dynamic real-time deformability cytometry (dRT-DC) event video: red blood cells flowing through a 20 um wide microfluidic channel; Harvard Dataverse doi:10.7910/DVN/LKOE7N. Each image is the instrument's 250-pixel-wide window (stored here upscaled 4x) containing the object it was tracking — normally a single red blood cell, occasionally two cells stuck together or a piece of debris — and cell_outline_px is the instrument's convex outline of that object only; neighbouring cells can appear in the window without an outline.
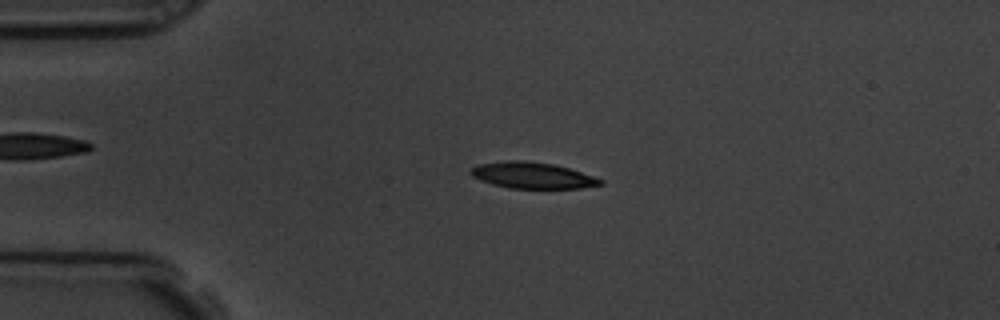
{"species": "common noctule bat (a hibernating species)", "species_latin": "Nyctalus noctula", "temperature_condition": "room temperature", "stored_images_in_passage": 15, "camera_frame_rate_fps": 3000, "um_per_image_px": 0.085, "animal": {"sex": "male", "body_mass_g": 19.5, "forearm_length_mm": 54.6}, "frame": {"image": 1, "passage_image": 12, "time_ms": 3.667, "image_size_px": [1000, 320], "cell_outline_px": [[596, 184], [564, 188], [528, 188], [504, 184], [492, 180], [476, 172], [504, 164], [536, 164], [560, 168], [576, 172], [596, 180]], "centroid_in_image_um": [45.58, 15.0], "position_along_channel_um": 39.4, "area_um2": 14.51}}